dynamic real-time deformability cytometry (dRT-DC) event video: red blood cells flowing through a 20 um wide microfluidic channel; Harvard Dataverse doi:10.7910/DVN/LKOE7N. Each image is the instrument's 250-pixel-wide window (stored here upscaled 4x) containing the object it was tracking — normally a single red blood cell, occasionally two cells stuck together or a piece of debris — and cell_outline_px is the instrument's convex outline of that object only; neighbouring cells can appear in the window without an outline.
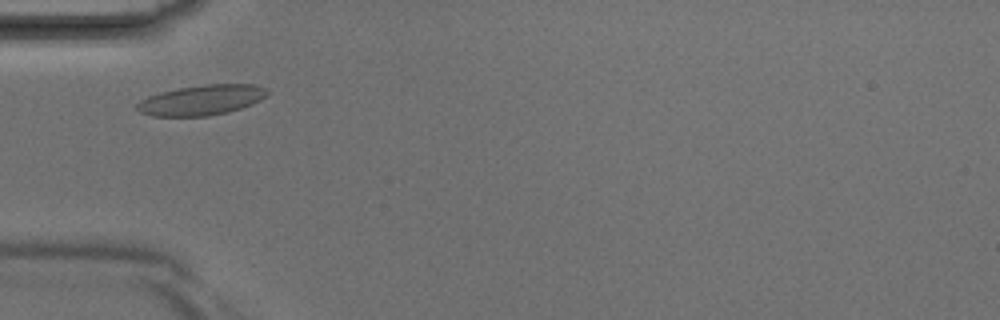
{"species": "Egyptian fruit bat (a non-hibernating species)", "species_latin": "Rousettus aegyptiacus", "temperature_condition": "room temperature", "stored_images_in_passage": 33, "camera_frame_rate_fps": 3000, "um_per_image_px": 0.085, "animal": {"sex": "male"}, "frame": {"image": 1, "passage_image": 5, "time_ms": 1.333, "image_size_px": [1000, 320], "cell_outline_px": [[268, 92], [260, 100], [252, 104], [240, 108], [208, 116], [152, 116], [140, 112], [136, 108], [136, 104], [140, 100], [148, 96], [160, 92], [180, 88], [204, 84], [256, 84], [268, 88]], "centroid_in_image_um": [17.12, 8.49], "position_along_channel_um": 67.9, "area_um2": 22.83}}
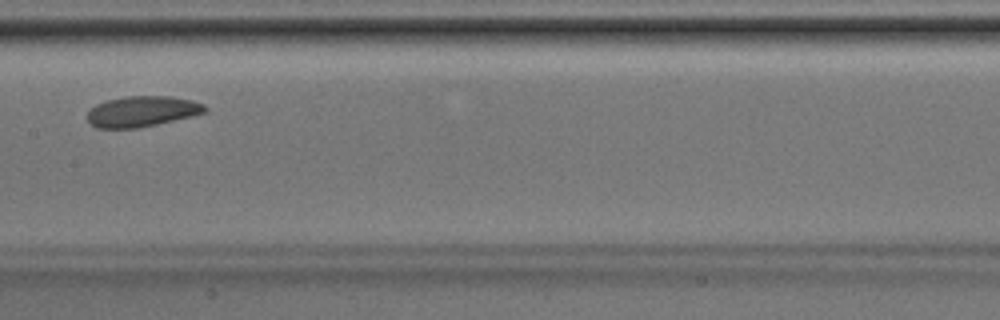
{"frame": {"image": 2, "passage_image": 13, "time_ms": 4.0, "image_size_px": [1000, 320], "cell_outline_px": [[208, 108], [204, 112], [192, 116], [140, 128], [96, 128], [88, 120], [88, 112], [96, 104], [108, 100], [124, 96], [168, 96], [192, 100], [204, 104]], "centroid_in_image_um": [12.08, 9.47], "position_along_channel_um": 195.3, "area_um2": 20.92}}
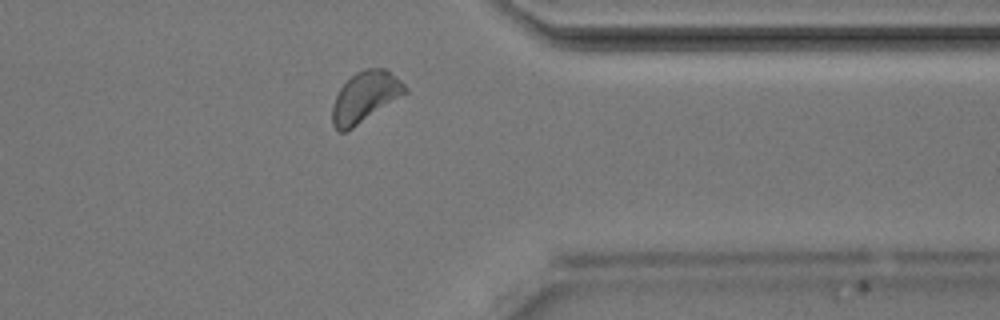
{"frame": {"image": 3, "passage_image": 25, "time_ms": 8.0, "image_size_px": [1000, 320], "cell_outline_px": [[408, 92], [352, 128], [344, 132], [336, 132], [332, 124], [332, 104], [340, 88], [356, 72], [364, 68], [388, 68], [408, 88]], "centroid_in_image_um": [31.03, 8.23], "position_along_channel_um": 380.4, "area_um2": 21.44}}